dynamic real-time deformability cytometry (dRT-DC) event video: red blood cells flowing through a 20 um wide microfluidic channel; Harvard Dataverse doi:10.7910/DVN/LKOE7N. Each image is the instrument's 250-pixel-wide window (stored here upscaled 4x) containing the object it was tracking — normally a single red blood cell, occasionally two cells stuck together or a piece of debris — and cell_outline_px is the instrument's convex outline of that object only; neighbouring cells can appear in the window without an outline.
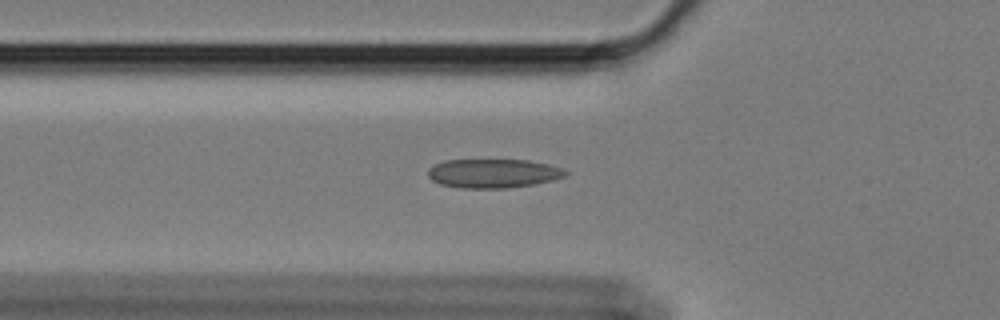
{"species": "Egyptian fruit bat (a non-hibernating species)", "species_latin": "Rousettus aegyptiacus", "temperature_condition": "cold", "stored_images_in_passage": 46, "camera_frame_rate_fps": 3000, "um_per_image_px": 0.085, "animal": {"sex": "female"}, "frame": {"image": 1, "passage_image": 14, "time_ms": 4.333, "image_size_px": [1000, 320], "cell_outline_px": [[568, 172], [564, 176], [552, 180], [532, 184], [508, 188], [460, 188], [440, 184], [432, 180], [428, 176], [428, 168], [444, 160], [528, 160], [560, 168]], "centroid_in_image_um": [41.86, 14.74], "position_along_channel_um": 83.9, "area_um2": 22.95}}
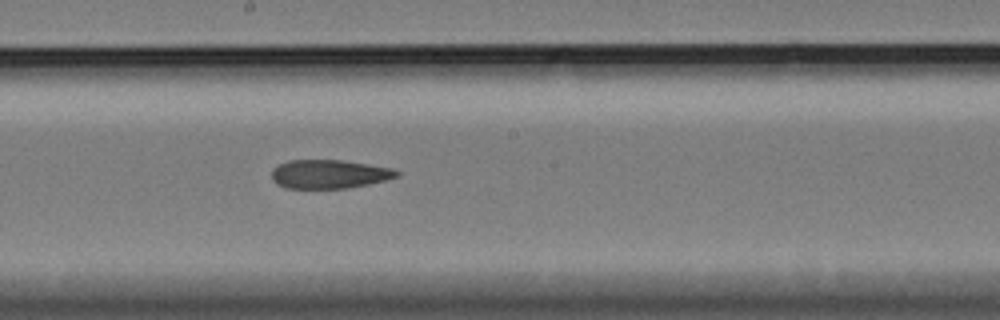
{"frame": {"image": 2, "passage_image": 26, "time_ms": 8.333, "image_size_px": [1000, 320], "cell_outline_px": [[400, 176], [368, 184], [348, 188], [284, 188], [276, 184], [272, 180], [272, 168], [288, 160], [344, 160], [392, 168], [400, 172]], "centroid_in_image_um": [27.97, 14.79], "position_along_channel_um": 220.2, "area_um2": 21.04}}
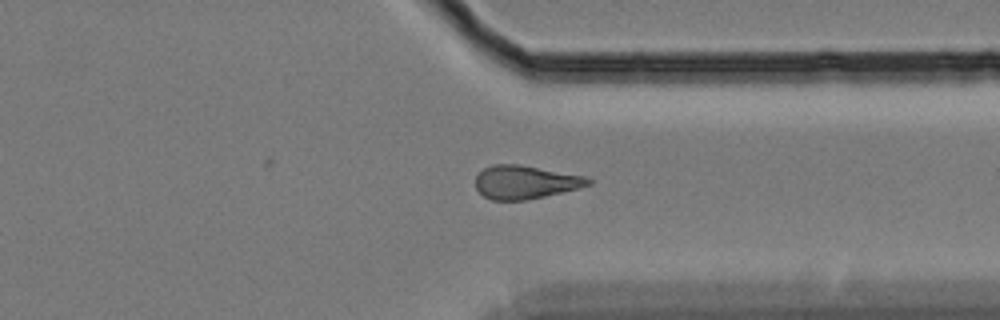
{"frame": {"image": 3, "passage_image": 39, "time_ms": 12.667, "image_size_px": [1000, 320], "cell_outline_px": [[592, 184], [544, 196], [524, 200], [492, 200], [484, 196], [476, 188], [476, 176], [484, 168], [492, 164], [520, 164], [584, 176], [592, 180]], "centroid_in_image_um": [44.62, 15.47], "position_along_channel_um": 366.8, "area_um2": 21.68}, "authors_computed_cell_mechanics": {"area_um2": 22.253, "velocity_mm_per_s": 3.3792, "shape_relaxation_time_tau1_ms": null, "shape_relaxation_time_tau2_ms": 4.1137, "deformation_change_tau1": null, "deformation_change_tau2": 0.0812}}